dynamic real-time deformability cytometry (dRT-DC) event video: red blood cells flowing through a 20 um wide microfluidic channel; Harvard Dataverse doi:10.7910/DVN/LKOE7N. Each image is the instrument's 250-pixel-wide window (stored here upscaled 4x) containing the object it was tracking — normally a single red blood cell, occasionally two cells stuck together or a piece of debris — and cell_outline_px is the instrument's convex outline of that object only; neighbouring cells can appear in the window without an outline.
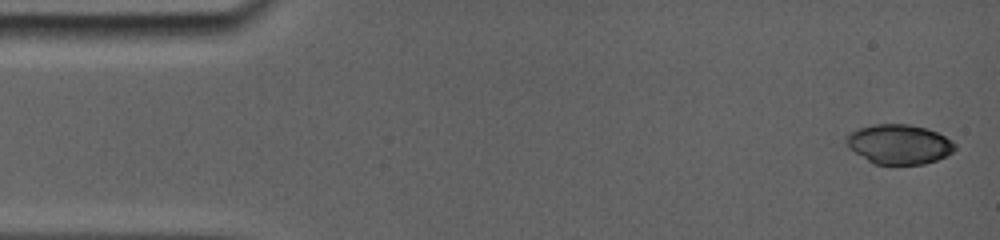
{"species": "common noctule bat (a hibernating species)", "species_latin": "Nyctalus noctula", "temperature_condition": "room temperature", "stored_images_in_passage": 7, "camera_frame_rate_fps": 5000, "um_per_image_px": 0.085, "animal": {"sex": "female", "body_mass_g": 19.0, "forearm_length_mm": 56.7}, "frame": {"image": 1, "passage_image": 1, "time_ms": 0.0, "image_size_px": [1000, 240], "cell_outline_px": [[952, 148], [944, 156], [936, 160], [920, 164], [876, 164], [868, 160], [852, 148], [848, 140], [848, 136], [852, 132], [860, 128], [876, 124], [904, 124], [924, 128], [936, 132], [944, 136], [952, 144]], "centroid_in_image_um": [76.41, 12.25], "position_along_channel_um": 8.6, "area_um2": 23.76}}
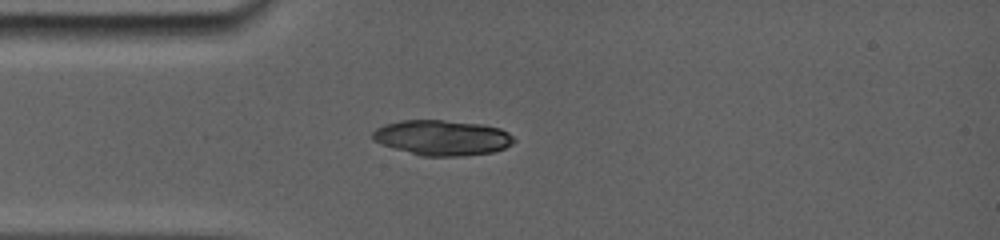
{"frame": {"image": 2, "passage_image": 7, "time_ms": 3.8, "image_size_px": [1000, 240], "cell_outline_px": [[512, 140], [504, 148], [492, 152], [456, 156], [424, 156], [396, 148], [384, 144], [376, 140], [372, 136], [372, 132], [388, 124], [400, 120], [440, 120], [480, 124], [500, 128], [512, 136]], "centroid_in_image_um": [37.6, 11.7], "position_along_channel_um": 47.4, "area_um2": 28.09}}